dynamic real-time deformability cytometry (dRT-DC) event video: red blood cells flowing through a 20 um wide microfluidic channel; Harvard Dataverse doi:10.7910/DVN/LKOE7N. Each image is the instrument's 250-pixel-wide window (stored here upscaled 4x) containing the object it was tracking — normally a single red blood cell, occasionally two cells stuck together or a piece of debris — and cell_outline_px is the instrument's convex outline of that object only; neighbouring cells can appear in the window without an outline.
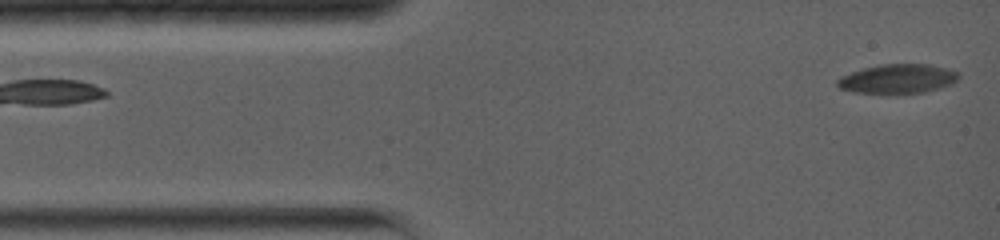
{"species": "common noctule bat (a hibernating species)", "species_latin": "Nyctalus noctula", "temperature_condition": "warm", "stored_images_in_passage": 46, "camera_frame_rate_fps": 5000, "um_per_image_px": 0.085, "animal": {"sex": "female", "body_mass_g": 19.0, "forearm_length_mm": 56.7}, "frame": {"image": 1, "passage_image": 1, "time_ms": 0.0, "image_size_px": [1000, 240], "cell_outline_px": [[960, 76], [956, 80], [940, 88], [924, 92], [852, 92], [840, 88], [836, 84], [836, 80], [840, 76], [864, 68], [880, 64], [928, 64], [960, 72]], "centroid_in_image_um": [76.29, 6.68], "position_along_channel_um": 8.7, "area_um2": 20.23}}
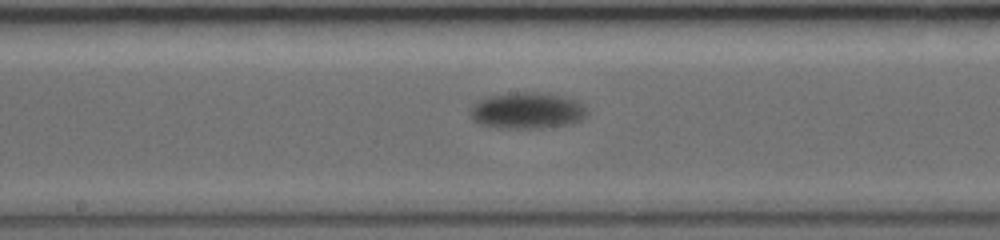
{"frame": {"image": 2, "passage_image": 20, "time_ms": 7.6, "image_size_px": [1000, 240], "cell_outline_px": [[588, 112], [580, 120], [572, 124], [536, 128], [504, 128], [480, 124], [472, 120], [472, 104], [484, 96], [516, 92], [536, 92], [560, 96], [576, 100], [584, 104]], "centroid_in_image_um": [44.8, 9.39], "position_along_channel_um": 203.4, "area_um2": 24.68}}
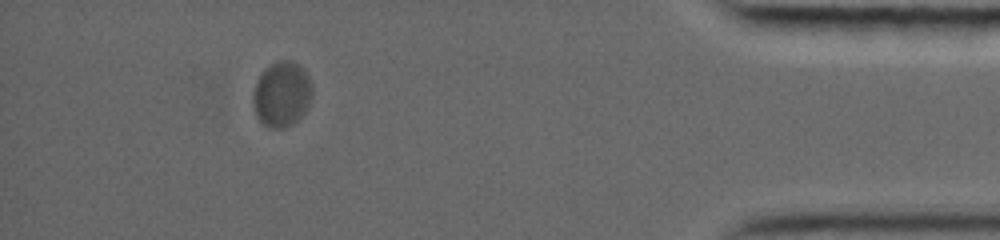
{"frame": {"image": 3, "passage_image": 40, "time_ms": 15.2, "image_size_px": [1000, 240], "cell_outline_px": [[312, 96], [304, 112], [292, 124], [284, 128], [268, 128], [256, 116], [252, 104], [252, 100], [256, 84], [260, 72], [264, 68], [276, 60], [292, 60], [300, 64], [304, 68], [312, 84]], "centroid_in_image_um": [23.94, 7.97], "position_along_channel_um": 411.3, "area_um2": 22.77}, "authors_computed_cell_mechanics": {"area_um2": 22.2819, "velocity_mm_per_s": 3.5214, "shape_relaxation_time_tau1_ms": 2.9877, "shape_relaxation_time_tau2_ms": null, "deformation_change_tau1": 0.1039, "deformation_change_tau2": null}}